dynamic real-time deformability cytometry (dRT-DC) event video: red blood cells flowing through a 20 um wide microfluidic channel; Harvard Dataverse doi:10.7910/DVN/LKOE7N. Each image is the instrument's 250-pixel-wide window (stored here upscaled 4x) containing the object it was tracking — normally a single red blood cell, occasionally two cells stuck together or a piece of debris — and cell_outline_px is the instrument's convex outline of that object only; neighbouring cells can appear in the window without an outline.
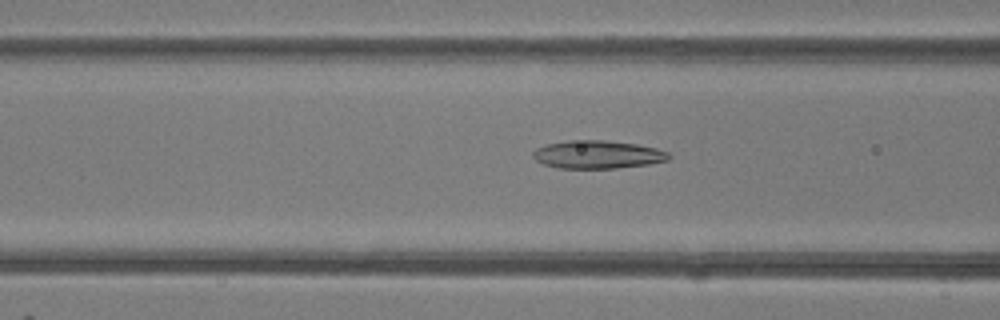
{"species": "common noctule bat (a hibernating species)", "species_latin": "Nyctalus noctula", "temperature_condition": "room temperature", "stored_images_in_passage": 48, "camera_frame_rate_fps": 3000, "um_per_image_px": 0.085, "animal": {"sex": "female"}, "frame": {"image": 1, "passage_image": 19, "time_ms": 6.0, "image_size_px": [1000, 320], "cell_outline_px": [[672, 156], [668, 160], [648, 164], [616, 168], [556, 168], [544, 164], [536, 160], [532, 156], [532, 152], [536, 148], [544, 144], [568, 140], [604, 140], [636, 144], [656, 148], [668, 152]], "centroid_in_image_um": [50.77, 13.13], "position_along_channel_um": 115.8, "area_um2": 22.31}}
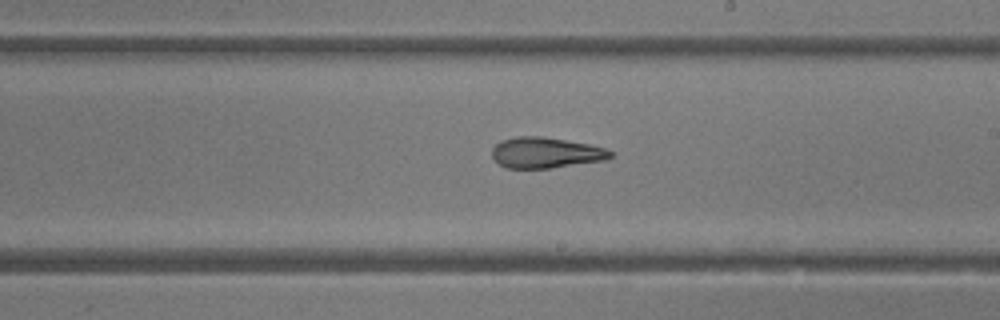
{"frame": {"image": 2, "passage_image": 28, "time_ms": 9.0, "image_size_px": [1000, 320], "cell_outline_px": [[612, 156], [608, 160], [548, 168], [508, 168], [500, 164], [492, 156], [492, 148], [500, 140], [516, 136], [540, 136], [588, 144], [604, 148], [612, 152]], "centroid_in_image_um": [46.38, 12.98], "position_along_channel_um": 242.6, "area_um2": 21.1}}
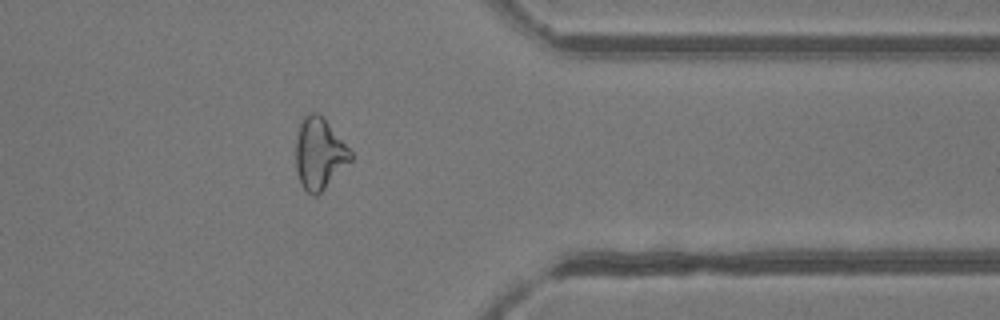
{"frame": {"image": 3, "passage_image": 39, "time_ms": 12.667, "image_size_px": [1000, 320], "cell_outline_px": [[352, 160], [316, 196], [312, 196], [304, 188], [300, 180], [296, 168], [296, 140], [300, 120], [308, 112], [316, 112], [328, 124], [352, 152]], "centroid_in_image_um": [27.12, 13.05], "position_along_channel_um": 384.3, "area_um2": 22.31}, "authors_computed_cell_mechanics": {"area_um2": 22.8599, "velocity_mm_per_s": 4.2166, "shape_relaxation_time_tau1_ms": null, "shape_relaxation_time_tau2_ms": 3.2327, "deformation_change_tau1": null, "deformation_change_tau2": 0.125}}